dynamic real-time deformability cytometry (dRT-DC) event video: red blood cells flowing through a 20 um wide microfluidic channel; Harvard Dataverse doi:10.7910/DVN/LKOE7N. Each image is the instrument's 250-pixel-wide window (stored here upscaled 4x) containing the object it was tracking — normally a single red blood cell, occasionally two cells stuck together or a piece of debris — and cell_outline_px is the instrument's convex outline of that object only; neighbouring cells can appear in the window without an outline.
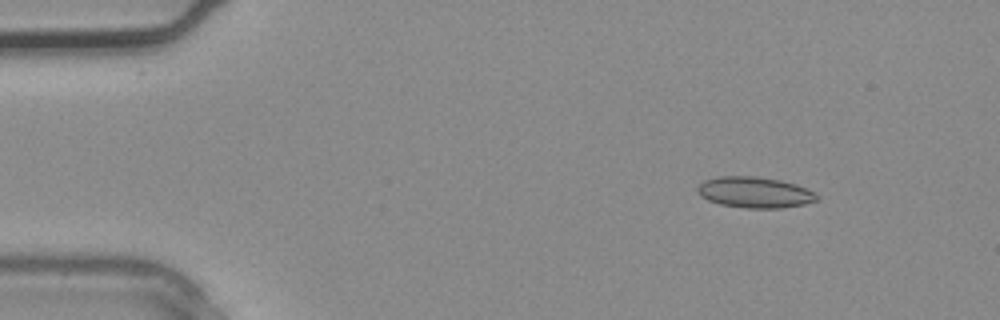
{"species": "common noctule bat (a hibernating species)", "species_latin": "Nyctalus noctula", "temperature_condition": "warm", "stored_images_in_passage": 4, "camera_frame_rate_fps": 3000, "um_per_image_px": 0.085, "animal": {"sex": "male", "body_mass_g": 20.4}, "frame": {"image": 1, "passage_image": 2, "time_ms": 0.333, "image_size_px": [1000, 320], "cell_outline_px": [[820, 200], [804, 204], [780, 208], [744, 208], [720, 204], [708, 200], [700, 196], [696, 188], [704, 180], [716, 176], [756, 176], [780, 180], [796, 184], [820, 196]], "centroid_in_image_um": [64.14, 16.35], "position_along_channel_um": 20.9, "area_um2": 21.62}}
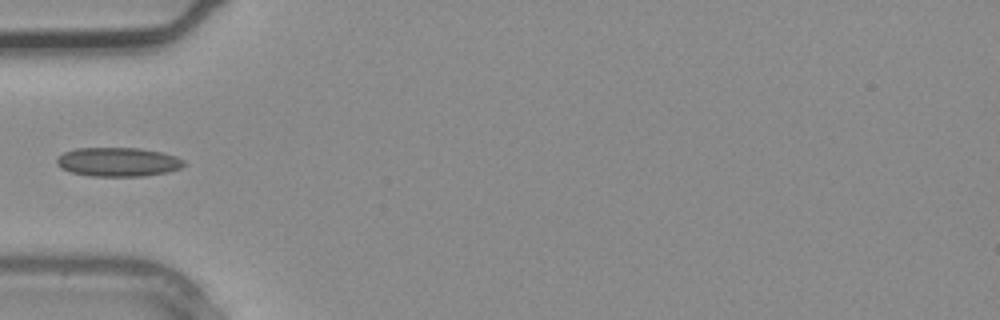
{"frame": {"image": 2, "passage_image": 4, "time_ms": 1.0, "image_size_px": [1000, 320], "cell_outline_px": [[184, 164], [180, 168], [168, 172], [144, 176], [92, 176], [72, 172], [60, 168], [56, 164], [56, 160], [64, 152], [76, 148], [140, 148], [164, 152], [176, 156], [184, 160]], "centroid_in_image_um": [10.05, 13.76], "position_along_channel_um": 75.0, "area_um2": 21.56}}